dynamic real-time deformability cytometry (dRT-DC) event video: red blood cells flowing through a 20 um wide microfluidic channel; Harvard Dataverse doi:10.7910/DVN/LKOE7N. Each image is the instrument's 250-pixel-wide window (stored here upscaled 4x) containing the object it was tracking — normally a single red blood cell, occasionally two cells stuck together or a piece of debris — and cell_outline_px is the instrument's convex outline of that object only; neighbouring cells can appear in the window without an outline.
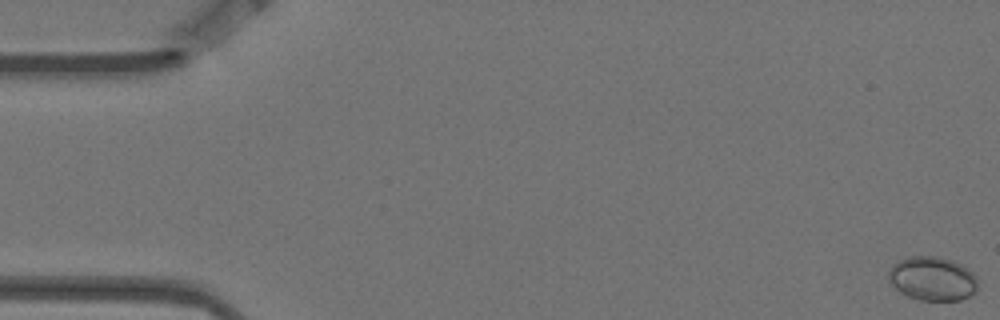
{"species": "Egyptian fruit bat (a non-hibernating species)", "species_latin": "Rousettus aegyptiacus", "temperature_condition": "warm", "stored_images_in_passage": 16, "segment_of_instrument_passage": [1, 2], "camera_frame_rate_fps": 3000, "um_per_image_px": 0.085, "animal": {"sex": "female"}, "frame": {"image": 1, "passage_image": 1, "time_ms": 0.0, "image_size_px": [1000, 320], "cell_outline_px": [[976, 292], [960, 300], [920, 300], [908, 296], [900, 292], [892, 284], [888, 276], [888, 272], [892, 264], [900, 260], [912, 256], [936, 256], [956, 260], [968, 268], [976, 276]], "centroid_in_image_um": [79.27, 23.67], "position_along_channel_um": 5.7, "area_um2": 22.95}}
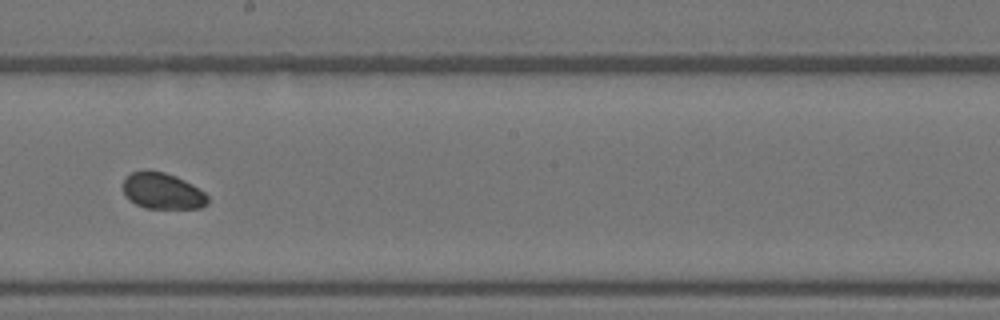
{"frame": {"image": 2, "passage_image": 9, "time_ms": 2.667, "image_size_px": [1000, 320], "cell_outline_px": [[208, 204], [200, 208], [144, 208], [136, 204], [124, 192], [124, 180], [132, 172], [144, 168], [148, 168], [164, 172], [176, 176], [192, 184], [204, 192], [208, 196]], "centroid_in_image_um": [13.83, 16.21], "position_along_channel_um": 234.4, "area_um2": 17.92}}
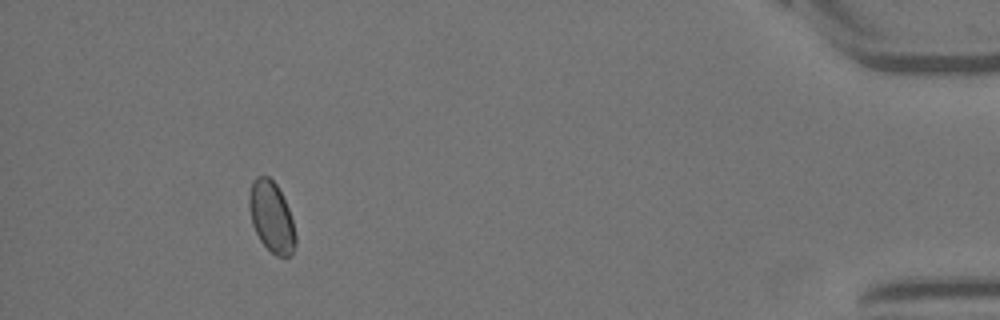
{"frame": {"image": 3, "passage_image": 14, "time_ms": 4.333, "image_size_px": [1000, 320], "cell_outline_px": [[296, 244], [292, 256], [276, 256], [260, 240], [252, 224], [248, 204], [248, 196], [252, 180], [256, 176], [268, 176], [276, 184], [288, 208], [292, 220], [296, 236]], "centroid_in_image_um": [23.07, 18.43], "position_along_channel_um": 412.1, "area_um2": 19.07}}